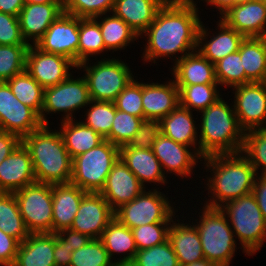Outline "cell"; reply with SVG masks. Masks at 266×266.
<instances>
[{
    "label": "cell",
    "mask_w": 266,
    "mask_h": 266,
    "mask_svg": "<svg viewBox=\"0 0 266 266\" xmlns=\"http://www.w3.org/2000/svg\"><path fill=\"white\" fill-rule=\"evenodd\" d=\"M199 11L198 6L164 4L155 20L139 36L147 40L141 56L143 62L157 63L162 57H169L175 64L180 58L197 50L202 23ZM178 53L181 57L177 56Z\"/></svg>",
    "instance_id": "6da1fadb"
},
{
    "label": "cell",
    "mask_w": 266,
    "mask_h": 266,
    "mask_svg": "<svg viewBox=\"0 0 266 266\" xmlns=\"http://www.w3.org/2000/svg\"><path fill=\"white\" fill-rule=\"evenodd\" d=\"M202 162L204 169L207 168L206 172L211 173V176L206 177L205 184L208 197L211 198L204 201L205 206L219 208L230 200L252 192L257 173L241 152L206 156Z\"/></svg>",
    "instance_id": "7a4b0ae2"
},
{
    "label": "cell",
    "mask_w": 266,
    "mask_h": 266,
    "mask_svg": "<svg viewBox=\"0 0 266 266\" xmlns=\"http://www.w3.org/2000/svg\"><path fill=\"white\" fill-rule=\"evenodd\" d=\"M49 125L22 139L28 149L35 179L38 183L68 184L72 177V158L68 153L59 130H51Z\"/></svg>",
    "instance_id": "3957f363"
},
{
    "label": "cell",
    "mask_w": 266,
    "mask_h": 266,
    "mask_svg": "<svg viewBox=\"0 0 266 266\" xmlns=\"http://www.w3.org/2000/svg\"><path fill=\"white\" fill-rule=\"evenodd\" d=\"M221 97L199 113V155L203 158L216 154L240 153L244 131L240 128L233 104Z\"/></svg>",
    "instance_id": "277c9868"
},
{
    "label": "cell",
    "mask_w": 266,
    "mask_h": 266,
    "mask_svg": "<svg viewBox=\"0 0 266 266\" xmlns=\"http://www.w3.org/2000/svg\"><path fill=\"white\" fill-rule=\"evenodd\" d=\"M219 208L226 215L245 256L259 252L266 240V222L252 192Z\"/></svg>",
    "instance_id": "5b68a950"
},
{
    "label": "cell",
    "mask_w": 266,
    "mask_h": 266,
    "mask_svg": "<svg viewBox=\"0 0 266 266\" xmlns=\"http://www.w3.org/2000/svg\"><path fill=\"white\" fill-rule=\"evenodd\" d=\"M201 208L199 219L192 223L198 230L204 258L219 266H229L235 256L237 241L228 219L220 208L205 205Z\"/></svg>",
    "instance_id": "8992f818"
},
{
    "label": "cell",
    "mask_w": 266,
    "mask_h": 266,
    "mask_svg": "<svg viewBox=\"0 0 266 266\" xmlns=\"http://www.w3.org/2000/svg\"><path fill=\"white\" fill-rule=\"evenodd\" d=\"M92 64V65H91ZM127 63L118 58H104L97 62L89 61L77 65L83 69L88 83L89 96L95 101L114 102L120 92L135 78Z\"/></svg>",
    "instance_id": "52a82bcc"
},
{
    "label": "cell",
    "mask_w": 266,
    "mask_h": 266,
    "mask_svg": "<svg viewBox=\"0 0 266 266\" xmlns=\"http://www.w3.org/2000/svg\"><path fill=\"white\" fill-rule=\"evenodd\" d=\"M120 158V148L104 140L97 147L72 159L71 184L86 192H100L112 166Z\"/></svg>",
    "instance_id": "ba28073f"
},
{
    "label": "cell",
    "mask_w": 266,
    "mask_h": 266,
    "mask_svg": "<svg viewBox=\"0 0 266 266\" xmlns=\"http://www.w3.org/2000/svg\"><path fill=\"white\" fill-rule=\"evenodd\" d=\"M155 188L145 189L134 200L123 204L114 212V217L130 229L152 223H172L178 209L160 192V187Z\"/></svg>",
    "instance_id": "9c48e42d"
},
{
    "label": "cell",
    "mask_w": 266,
    "mask_h": 266,
    "mask_svg": "<svg viewBox=\"0 0 266 266\" xmlns=\"http://www.w3.org/2000/svg\"><path fill=\"white\" fill-rule=\"evenodd\" d=\"M72 75L57 85L44 88V104L39 116L43 125H49L47 114L62 112L61 121L73 120L76 118L74 112L89 105L91 99L85 77Z\"/></svg>",
    "instance_id": "30bf717a"
},
{
    "label": "cell",
    "mask_w": 266,
    "mask_h": 266,
    "mask_svg": "<svg viewBox=\"0 0 266 266\" xmlns=\"http://www.w3.org/2000/svg\"><path fill=\"white\" fill-rule=\"evenodd\" d=\"M30 234L52 233V184L35 182L14 192Z\"/></svg>",
    "instance_id": "8fae6325"
},
{
    "label": "cell",
    "mask_w": 266,
    "mask_h": 266,
    "mask_svg": "<svg viewBox=\"0 0 266 266\" xmlns=\"http://www.w3.org/2000/svg\"><path fill=\"white\" fill-rule=\"evenodd\" d=\"M233 107L240 128L246 132L266 128V82L233 87Z\"/></svg>",
    "instance_id": "7c38bea8"
},
{
    "label": "cell",
    "mask_w": 266,
    "mask_h": 266,
    "mask_svg": "<svg viewBox=\"0 0 266 266\" xmlns=\"http://www.w3.org/2000/svg\"><path fill=\"white\" fill-rule=\"evenodd\" d=\"M0 125L21 140L43 125L39 115L19 101L5 81H0Z\"/></svg>",
    "instance_id": "4fadbf2b"
},
{
    "label": "cell",
    "mask_w": 266,
    "mask_h": 266,
    "mask_svg": "<svg viewBox=\"0 0 266 266\" xmlns=\"http://www.w3.org/2000/svg\"><path fill=\"white\" fill-rule=\"evenodd\" d=\"M79 17L62 13L36 46L47 53L63 55L78 65Z\"/></svg>",
    "instance_id": "5bb4252c"
},
{
    "label": "cell",
    "mask_w": 266,
    "mask_h": 266,
    "mask_svg": "<svg viewBox=\"0 0 266 266\" xmlns=\"http://www.w3.org/2000/svg\"><path fill=\"white\" fill-rule=\"evenodd\" d=\"M77 65L69 58L42 51L36 45L28 48L26 71L43 87L57 85L66 80ZM70 69V70H69ZM70 71V72H69Z\"/></svg>",
    "instance_id": "9a60e30c"
},
{
    "label": "cell",
    "mask_w": 266,
    "mask_h": 266,
    "mask_svg": "<svg viewBox=\"0 0 266 266\" xmlns=\"http://www.w3.org/2000/svg\"><path fill=\"white\" fill-rule=\"evenodd\" d=\"M152 151L159 160L165 175L172 173L182 179L187 178L192 176L198 160L202 164V157L194 149L177 143L162 133L154 142Z\"/></svg>",
    "instance_id": "2e32d148"
},
{
    "label": "cell",
    "mask_w": 266,
    "mask_h": 266,
    "mask_svg": "<svg viewBox=\"0 0 266 266\" xmlns=\"http://www.w3.org/2000/svg\"><path fill=\"white\" fill-rule=\"evenodd\" d=\"M113 218L114 211L105 198L99 192H87L80 202L71 229L91 239H98Z\"/></svg>",
    "instance_id": "e0dca14e"
},
{
    "label": "cell",
    "mask_w": 266,
    "mask_h": 266,
    "mask_svg": "<svg viewBox=\"0 0 266 266\" xmlns=\"http://www.w3.org/2000/svg\"><path fill=\"white\" fill-rule=\"evenodd\" d=\"M145 189L135 174L119 158L112 166L105 185L99 192L115 212L123 204L129 203Z\"/></svg>",
    "instance_id": "ac0fdd59"
},
{
    "label": "cell",
    "mask_w": 266,
    "mask_h": 266,
    "mask_svg": "<svg viewBox=\"0 0 266 266\" xmlns=\"http://www.w3.org/2000/svg\"><path fill=\"white\" fill-rule=\"evenodd\" d=\"M63 12V2L25 3L18 15V19L21 34L26 43L36 45L50 25Z\"/></svg>",
    "instance_id": "d6986e66"
},
{
    "label": "cell",
    "mask_w": 266,
    "mask_h": 266,
    "mask_svg": "<svg viewBox=\"0 0 266 266\" xmlns=\"http://www.w3.org/2000/svg\"><path fill=\"white\" fill-rule=\"evenodd\" d=\"M218 18L244 37H266V5L261 0L230 6Z\"/></svg>",
    "instance_id": "ffe728a7"
},
{
    "label": "cell",
    "mask_w": 266,
    "mask_h": 266,
    "mask_svg": "<svg viewBox=\"0 0 266 266\" xmlns=\"http://www.w3.org/2000/svg\"><path fill=\"white\" fill-rule=\"evenodd\" d=\"M36 182L28 149L21 142L0 163V192L14 193Z\"/></svg>",
    "instance_id": "44dd1931"
},
{
    "label": "cell",
    "mask_w": 266,
    "mask_h": 266,
    "mask_svg": "<svg viewBox=\"0 0 266 266\" xmlns=\"http://www.w3.org/2000/svg\"><path fill=\"white\" fill-rule=\"evenodd\" d=\"M216 23L218 26L215 29L218 33H212L213 36H209L211 32L203 25V22L198 32L197 50L212 64L217 63L228 54L237 52L241 41L245 38L223 20L219 19ZM207 37L210 39L207 40Z\"/></svg>",
    "instance_id": "7402d4cb"
},
{
    "label": "cell",
    "mask_w": 266,
    "mask_h": 266,
    "mask_svg": "<svg viewBox=\"0 0 266 266\" xmlns=\"http://www.w3.org/2000/svg\"><path fill=\"white\" fill-rule=\"evenodd\" d=\"M179 105V89L169 79L163 84L142 82V106L144 119L158 120L166 117Z\"/></svg>",
    "instance_id": "603a6c76"
},
{
    "label": "cell",
    "mask_w": 266,
    "mask_h": 266,
    "mask_svg": "<svg viewBox=\"0 0 266 266\" xmlns=\"http://www.w3.org/2000/svg\"><path fill=\"white\" fill-rule=\"evenodd\" d=\"M120 159L145 188L146 183H158L156 186L169 183L152 149H136L124 145L120 147Z\"/></svg>",
    "instance_id": "cb8c5ba5"
},
{
    "label": "cell",
    "mask_w": 266,
    "mask_h": 266,
    "mask_svg": "<svg viewBox=\"0 0 266 266\" xmlns=\"http://www.w3.org/2000/svg\"><path fill=\"white\" fill-rule=\"evenodd\" d=\"M86 193L71 183L52 185V233L71 228L80 202Z\"/></svg>",
    "instance_id": "d4e9b609"
},
{
    "label": "cell",
    "mask_w": 266,
    "mask_h": 266,
    "mask_svg": "<svg viewBox=\"0 0 266 266\" xmlns=\"http://www.w3.org/2000/svg\"><path fill=\"white\" fill-rule=\"evenodd\" d=\"M170 68L176 85L218 84L215 66L198 50L180 58Z\"/></svg>",
    "instance_id": "484cf974"
},
{
    "label": "cell",
    "mask_w": 266,
    "mask_h": 266,
    "mask_svg": "<svg viewBox=\"0 0 266 266\" xmlns=\"http://www.w3.org/2000/svg\"><path fill=\"white\" fill-rule=\"evenodd\" d=\"M177 219L172 220L168 230V240L171 242L180 266L204 259L203 248L195 225L180 223L181 219L179 217Z\"/></svg>",
    "instance_id": "4316f807"
},
{
    "label": "cell",
    "mask_w": 266,
    "mask_h": 266,
    "mask_svg": "<svg viewBox=\"0 0 266 266\" xmlns=\"http://www.w3.org/2000/svg\"><path fill=\"white\" fill-rule=\"evenodd\" d=\"M99 239L105 246L110 259L114 260L117 266H129L133 262L138 250L132 230L123 225L117 218L114 217L108 223ZM116 254L120 255L117 260L115 258Z\"/></svg>",
    "instance_id": "83f0119b"
},
{
    "label": "cell",
    "mask_w": 266,
    "mask_h": 266,
    "mask_svg": "<svg viewBox=\"0 0 266 266\" xmlns=\"http://www.w3.org/2000/svg\"><path fill=\"white\" fill-rule=\"evenodd\" d=\"M194 119L193 111L178 105L159 121L161 133L177 143L192 147L199 154L198 124Z\"/></svg>",
    "instance_id": "f1b7e54d"
},
{
    "label": "cell",
    "mask_w": 266,
    "mask_h": 266,
    "mask_svg": "<svg viewBox=\"0 0 266 266\" xmlns=\"http://www.w3.org/2000/svg\"><path fill=\"white\" fill-rule=\"evenodd\" d=\"M162 0H115L113 13L140 36L155 20Z\"/></svg>",
    "instance_id": "f546056e"
},
{
    "label": "cell",
    "mask_w": 266,
    "mask_h": 266,
    "mask_svg": "<svg viewBox=\"0 0 266 266\" xmlns=\"http://www.w3.org/2000/svg\"><path fill=\"white\" fill-rule=\"evenodd\" d=\"M54 233L29 234L19 244L13 266H55Z\"/></svg>",
    "instance_id": "4dcf8cb0"
},
{
    "label": "cell",
    "mask_w": 266,
    "mask_h": 266,
    "mask_svg": "<svg viewBox=\"0 0 266 266\" xmlns=\"http://www.w3.org/2000/svg\"><path fill=\"white\" fill-rule=\"evenodd\" d=\"M245 84L266 82V37H245L239 46Z\"/></svg>",
    "instance_id": "1f68e13d"
},
{
    "label": "cell",
    "mask_w": 266,
    "mask_h": 266,
    "mask_svg": "<svg viewBox=\"0 0 266 266\" xmlns=\"http://www.w3.org/2000/svg\"><path fill=\"white\" fill-rule=\"evenodd\" d=\"M60 126L59 132L72 159L97 147L105 140L99 133L77 119L61 121Z\"/></svg>",
    "instance_id": "d6a6232c"
},
{
    "label": "cell",
    "mask_w": 266,
    "mask_h": 266,
    "mask_svg": "<svg viewBox=\"0 0 266 266\" xmlns=\"http://www.w3.org/2000/svg\"><path fill=\"white\" fill-rule=\"evenodd\" d=\"M94 19L98 20L107 52L112 50L114 53L115 51L126 49V46L134 43L139 38L137 33L113 12L109 13V15L105 13L96 16Z\"/></svg>",
    "instance_id": "836d02e7"
},
{
    "label": "cell",
    "mask_w": 266,
    "mask_h": 266,
    "mask_svg": "<svg viewBox=\"0 0 266 266\" xmlns=\"http://www.w3.org/2000/svg\"><path fill=\"white\" fill-rule=\"evenodd\" d=\"M5 82L19 101L40 116L44 104V88L26 70Z\"/></svg>",
    "instance_id": "e575fe53"
},
{
    "label": "cell",
    "mask_w": 266,
    "mask_h": 266,
    "mask_svg": "<svg viewBox=\"0 0 266 266\" xmlns=\"http://www.w3.org/2000/svg\"><path fill=\"white\" fill-rule=\"evenodd\" d=\"M219 84L176 85L179 105L190 111L201 112L222 97ZM219 89V90H218Z\"/></svg>",
    "instance_id": "d590c367"
},
{
    "label": "cell",
    "mask_w": 266,
    "mask_h": 266,
    "mask_svg": "<svg viewBox=\"0 0 266 266\" xmlns=\"http://www.w3.org/2000/svg\"><path fill=\"white\" fill-rule=\"evenodd\" d=\"M0 230L13 236L20 243L30 234L20 214L14 193L0 192Z\"/></svg>",
    "instance_id": "8d00e7d4"
},
{
    "label": "cell",
    "mask_w": 266,
    "mask_h": 266,
    "mask_svg": "<svg viewBox=\"0 0 266 266\" xmlns=\"http://www.w3.org/2000/svg\"><path fill=\"white\" fill-rule=\"evenodd\" d=\"M106 51L97 20L79 17L78 65L90 61L93 55H101Z\"/></svg>",
    "instance_id": "74e56055"
},
{
    "label": "cell",
    "mask_w": 266,
    "mask_h": 266,
    "mask_svg": "<svg viewBox=\"0 0 266 266\" xmlns=\"http://www.w3.org/2000/svg\"><path fill=\"white\" fill-rule=\"evenodd\" d=\"M88 107L84 115V118L85 116L86 118L80 121L86 126L91 127L103 138H106L110 134L115 117V103L91 100Z\"/></svg>",
    "instance_id": "f35d334b"
},
{
    "label": "cell",
    "mask_w": 266,
    "mask_h": 266,
    "mask_svg": "<svg viewBox=\"0 0 266 266\" xmlns=\"http://www.w3.org/2000/svg\"><path fill=\"white\" fill-rule=\"evenodd\" d=\"M241 153L255 168L257 175H266V128L244 132V144Z\"/></svg>",
    "instance_id": "ab89813d"
},
{
    "label": "cell",
    "mask_w": 266,
    "mask_h": 266,
    "mask_svg": "<svg viewBox=\"0 0 266 266\" xmlns=\"http://www.w3.org/2000/svg\"><path fill=\"white\" fill-rule=\"evenodd\" d=\"M30 45H0V81H7L26 70Z\"/></svg>",
    "instance_id": "60d3db41"
},
{
    "label": "cell",
    "mask_w": 266,
    "mask_h": 266,
    "mask_svg": "<svg viewBox=\"0 0 266 266\" xmlns=\"http://www.w3.org/2000/svg\"><path fill=\"white\" fill-rule=\"evenodd\" d=\"M214 66L216 79L219 85L233 88L245 84V70L239 51L228 54L215 63Z\"/></svg>",
    "instance_id": "b9f144b4"
},
{
    "label": "cell",
    "mask_w": 266,
    "mask_h": 266,
    "mask_svg": "<svg viewBox=\"0 0 266 266\" xmlns=\"http://www.w3.org/2000/svg\"><path fill=\"white\" fill-rule=\"evenodd\" d=\"M129 266H180L171 242L147 249L138 250L133 262Z\"/></svg>",
    "instance_id": "7bdbcfd3"
},
{
    "label": "cell",
    "mask_w": 266,
    "mask_h": 266,
    "mask_svg": "<svg viewBox=\"0 0 266 266\" xmlns=\"http://www.w3.org/2000/svg\"><path fill=\"white\" fill-rule=\"evenodd\" d=\"M69 266H117L109 257L101 240L91 239L84 247L72 253Z\"/></svg>",
    "instance_id": "ee69618b"
},
{
    "label": "cell",
    "mask_w": 266,
    "mask_h": 266,
    "mask_svg": "<svg viewBox=\"0 0 266 266\" xmlns=\"http://www.w3.org/2000/svg\"><path fill=\"white\" fill-rule=\"evenodd\" d=\"M142 121V118L120 111L115 106V117L112 122V128L105 140L110 141L119 148L127 145L133 135L138 131Z\"/></svg>",
    "instance_id": "f6af8a7d"
},
{
    "label": "cell",
    "mask_w": 266,
    "mask_h": 266,
    "mask_svg": "<svg viewBox=\"0 0 266 266\" xmlns=\"http://www.w3.org/2000/svg\"><path fill=\"white\" fill-rule=\"evenodd\" d=\"M115 0H63L64 12L80 18H94L113 11Z\"/></svg>",
    "instance_id": "bcb514c9"
},
{
    "label": "cell",
    "mask_w": 266,
    "mask_h": 266,
    "mask_svg": "<svg viewBox=\"0 0 266 266\" xmlns=\"http://www.w3.org/2000/svg\"><path fill=\"white\" fill-rule=\"evenodd\" d=\"M170 225L171 223H152L131 229L137 250L147 249L167 241Z\"/></svg>",
    "instance_id": "7dc6e473"
},
{
    "label": "cell",
    "mask_w": 266,
    "mask_h": 266,
    "mask_svg": "<svg viewBox=\"0 0 266 266\" xmlns=\"http://www.w3.org/2000/svg\"><path fill=\"white\" fill-rule=\"evenodd\" d=\"M116 109L144 120L142 106V82L133 79L114 101Z\"/></svg>",
    "instance_id": "c3c4849f"
},
{
    "label": "cell",
    "mask_w": 266,
    "mask_h": 266,
    "mask_svg": "<svg viewBox=\"0 0 266 266\" xmlns=\"http://www.w3.org/2000/svg\"><path fill=\"white\" fill-rule=\"evenodd\" d=\"M161 134V125L158 120L144 119L126 145L129 148L152 149L154 142Z\"/></svg>",
    "instance_id": "681fc988"
},
{
    "label": "cell",
    "mask_w": 266,
    "mask_h": 266,
    "mask_svg": "<svg viewBox=\"0 0 266 266\" xmlns=\"http://www.w3.org/2000/svg\"><path fill=\"white\" fill-rule=\"evenodd\" d=\"M0 45H29L22 37L18 16L0 12Z\"/></svg>",
    "instance_id": "f907efd6"
},
{
    "label": "cell",
    "mask_w": 266,
    "mask_h": 266,
    "mask_svg": "<svg viewBox=\"0 0 266 266\" xmlns=\"http://www.w3.org/2000/svg\"><path fill=\"white\" fill-rule=\"evenodd\" d=\"M20 242L0 230V266H13Z\"/></svg>",
    "instance_id": "816d5d0a"
},
{
    "label": "cell",
    "mask_w": 266,
    "mask_h": 266,
    "mask_svg": "<svg viewBox=\"0 0 266 266\" xmlns=\"http://www.w3.org/2000/svg\"><path fill=\"white\" fill-rule=\"evenodd\" d=\"M67 246L70 248V251H74L84 247L91 238L85 234H81L78 231L69 229L61 230L55 233Z\"/></svg>",
    "instance_id": "f5cc1de1"
},
{
    "label": "cell",
    "mask_w": 266,
    "mask_h": 266,
    "mask_svg": "<svg viewBox=\"0 0 266 266\" xmlns=\"http://www.w3.org/2000/svg\"><path fill=\"white\" fill-rule=\"evenodd\" d=\"M22 140L0 125V163L7 158Z\"/></svg>",
    "instance_id": "db71d44e"
},
{
    "label": "cell",
    "mask_w": 266,
    "mask_h": 266,
    "mask_svg": "<svg viewBox=\"0 0 266 266\" xmlns=\"http://www.w3.org/2000/svg\"><path fill=\"white\" fill-rule=\"evenodd\" d=\"M53 256L55 266H69L71 263L72 252L70 248L55 233Z\"/></svg>",
    "instance_id": "11a10c76"
},
{
    "label": "cell",
    "mask_w": 266,
    "mask_h": 266,
    "mask_svg": "<svg viewBox=\"0 0 266 266\" xmlns=\"http://www.w3.org/2000/svg\"><path fill=\"white\" fill-rule=\"evenodd\" d=\"M252 194L254 195L266 222V175H257Z\"/></svg>",
    "instance_id": "9f6ffc18"
},
{
    "label": "cell",
    "mask_w": 266,
    "mask_h": 266,
    "mask_svg": "<svg viewBox=\"0 0 266 266\" xmlns=\"http://www.w3.org/2000/svg\"><path fill=\"white\" fill-rule=\"evenodd\" d=\"M24 5V0H0V12L18 16Z\"/></svg>",
    "instance_id": "6f0895ef"
},
{
    "label": "cell",
    "mask_w": 266,
    "mask_h": 266,
    "mask_svg": "<svg viewBox=\"0 0 266 266\" xmlns=\"http://www.w3.org/2000/svg\"><path fill=\"white\" fill-rule=\"evenodd\" d=\"M204 2L207 3V5L213 6L216 11H219V14L221 15L224 13L230 6L234 5V0H204Z\"/></svg>",
    "instance_id": "680465c9"
},
{
    "label": "cell",
    "mask_w": 266,
    "mask_h": 266,
    "mask_svg": "<svg viewBox=\"0 0 266 266\" xmlns=\"http://www.w3.org/2000/svg\"><path fill=\"white\" fill-rule=\"evenodd\" d=\"M164 4H168V5H193V6H197L196 1L194 0H162ZM204 1V0H201ZM200 2V0H199Z\"/></svg>",
    "instance_id": "91938a15"
},
{
    "label": "cell",
    "mask_w": 266,
    "mask_h": 266,
    "mask_svg": "<svg viewBox=\"0 0 266 266\" xmlns=\"http://www.w3.org/2000/svg\"><path fill=\"white\" fill-rule=\"evenodd\" d=\"M185 266H219L218 264L208 261L207 259H202L191 264H187Z\"/></svg>",
    "instance_id": "94428289"
},
{
    "label": "cell",
    "mask_w": 266,
    "mask_h": 266,
    "mask_svg": "<svg viewBox=\"0 0 266 266\" xmlns=\"http://www.w3.org/2000/svg\"><path fill=\"white\" fill-rule=\"evenodd\" d=\"M25 3H39V4H45L50 2H63V0H24Z\"/></svg>",
    "instance_id": "6125c7cd"
},
{
    "label": "cell",
    "mask_w": 266,
    "mask_h": 266,
    "mask_svg": "<svg viewBox=\"0 0 266 266\" xmlns=\"http://www.w3.org/2000/svg\"><path fill=\"white\" fill-rule=\"evenodd\" d=\"M253 0H234V5L242 4V3H248Z\"/></svg>",
    "instance_id": "be15d7a7"
}]
</instances>
